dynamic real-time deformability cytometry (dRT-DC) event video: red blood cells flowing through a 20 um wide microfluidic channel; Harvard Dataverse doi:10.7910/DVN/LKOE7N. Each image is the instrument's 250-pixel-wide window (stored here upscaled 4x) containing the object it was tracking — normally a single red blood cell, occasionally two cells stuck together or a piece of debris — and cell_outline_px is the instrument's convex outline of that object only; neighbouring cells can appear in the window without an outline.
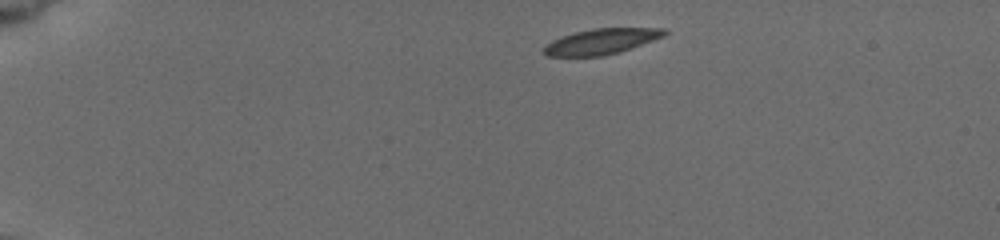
{"species": "common noctule bat (a hibernating species)", "species_latin": "Nyctalus noctula", "temperature_condition": "cold", "stored_images_in_passage": 26, "camera_frame_rate_fps": 3000, "um_per_image_px": 0.085, "animal": {"sex": "female", "body_mass_g": 19.5, "forearm_length_mm": 54.1}, "frame": {"image": 1, "passage_image": 1, "time_ms": 0.0, "image_size_px": [1000, 240], "cell_outline_px": [[668, 32], [664, 36], [620, 52], [604, 56], [544, 56], [544, 44], [560, 36], [592, 28], [664, 28]], "centroid_in_image_um": [51.08, 3.52], "position_along_channel_um": 33.9, "area_um2": 18.03}}
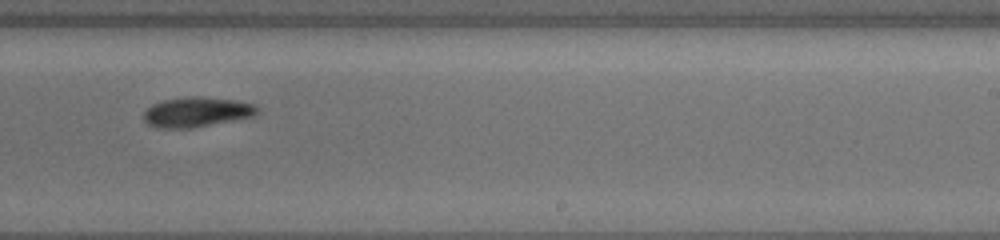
{"frame": {"image": 2, "passage_image": 15, "time_ms": 8.333, "image_size_px": [1000, 240], "cell_outline_px": [[260, 108], [252, 116], [232, 120], [188, 128], [156, 128], [148, 124], [144, 120], [144, 112], [152, 104], [164, 100], [188, 96], [204, 96], [236, 100], [256, 104]], "centroid_in_image_um": [16.71, 9.5], "position_along_channel_um": 272.3, "area_um2": 19.71}}
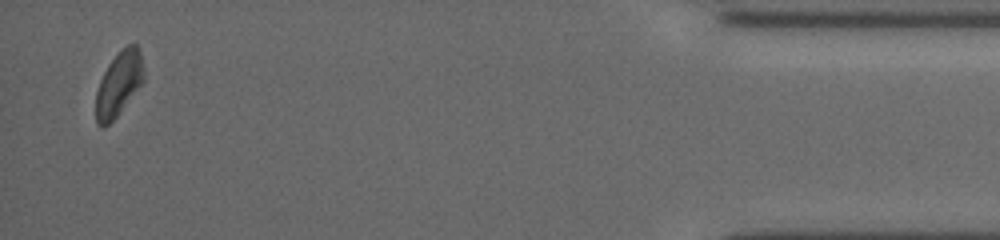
{"frame": {"image": 3, "passage_image": 26, "time_ms": 14.0, "image_size_px": [1000, 240], "cell_outline_px": [[144, 80], [120, 112], [104, 128], [96, 124], [96, 92], [100, 80], [108, 64], [128, 44], [136, 44], [140, 48], [144, 68]], "centroid_in_image_um": [10.11, 7.13], "position_along_channel_um": 425.1, "area_um2": 17.8}, "authors_computed_cell_mechanics": {"area_um2": 19.363, "velocity_mm_per_s": 3.8391, "shape_relaxation_time_tau1_ms": 2.2097, "shape_relaxation_time_tau2_ms": null, "deformation_change_tau1": 0.0969, "deformation_change_tau2": null}}